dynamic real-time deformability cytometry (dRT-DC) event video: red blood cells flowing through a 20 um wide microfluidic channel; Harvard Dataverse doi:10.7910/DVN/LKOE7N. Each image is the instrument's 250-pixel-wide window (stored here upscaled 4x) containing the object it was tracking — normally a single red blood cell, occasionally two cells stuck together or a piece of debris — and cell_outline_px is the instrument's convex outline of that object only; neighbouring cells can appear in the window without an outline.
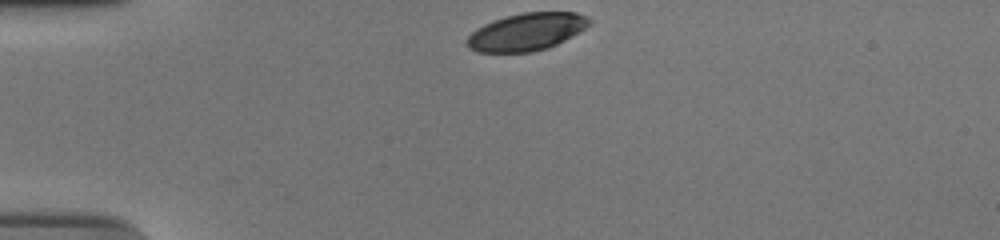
{"species": "human", "species_latin": "Homo sapiens", "temperature_condition": "cold", "stored_images_in_passage": 33, "camera_frame_rate_fps": 3000, "um_per_image_px": 0.085, "donor": {"sex": "male"}, "frame": {"image": 1, "passage_image": 1, "time_ms": 0.0, "image_size_px": [1000, 240], "cell_outline_px": [[592, 20], [584, 28], [564, 40], [548, 48], [532, 52], [476, 52], [468, 48], [464, 44], [468, 36], [476, 28], [492, 20], [504, 16], [524, 12], [576, 12], [588, 16]], "centroid_in_image_um": [44.71, 2.7], "position_along_channel_um": 40.3, "area_um2": 26.82}}
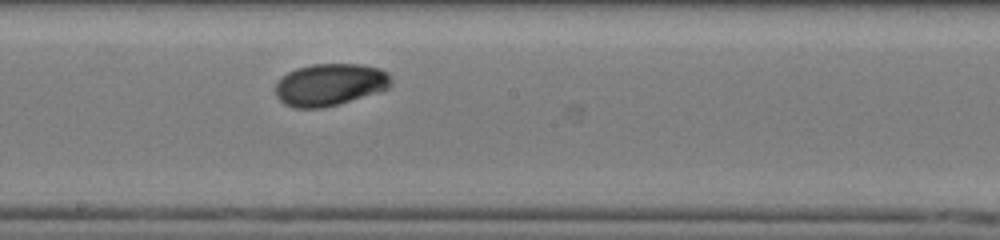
{"frame": {"image": 2, "passage_image": 19, "time_ms": 6.0, "image_size_px": [1000, 240], "cell_outline_px": [[392, 84], [388, 88], [380, 92], [340, 104], [320, 108], [296, 108], [284, 104], [276, 96], [276, 80], [288, 72], [296, 68], [312, 64], [360, 64], [380, 68], [388, 72], [392, 80]], "centroid_in_image_um": [28.06, 7.19], "position_along_channel_um": 220.1, "area_um2": 28.78}}
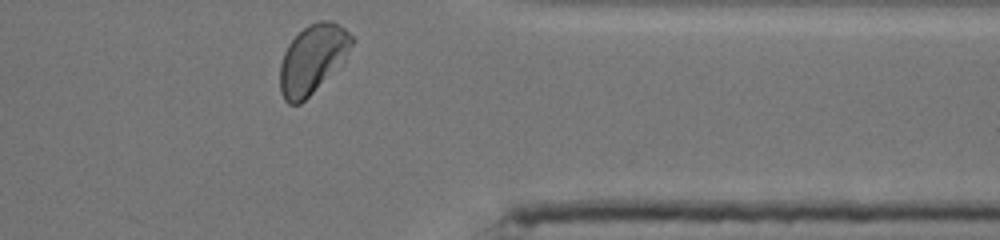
{"frame": {"image": 3, "passage_image": 33, "time_ms": 10.667, "image_size_px": [1000, 240], "cell_outline_px": [[352, 44], [344, 64], [300, 104], [288, 104], [284, 100], [280, 92], [280, 64], [284, 52], [288, 44], [308, 24], [320, 20], [332, 20], [344, 28], [352, 36]], "centroid_in_image_um": [26.58, 5.04], "position_along_channel_um": 384.8, "area_um2": 29.02}, "authors_computed_cell_mechanics": {"area_um2": 28.2064, "velocity_mm_per_s": 3.6976, "shape_relaxation_time_tau1_ms": 2.1158, "shape_relaxation_time_tau2_ms": null, "deformation_change_tau1": 0.1249, "deformation_change_tau2": null}}